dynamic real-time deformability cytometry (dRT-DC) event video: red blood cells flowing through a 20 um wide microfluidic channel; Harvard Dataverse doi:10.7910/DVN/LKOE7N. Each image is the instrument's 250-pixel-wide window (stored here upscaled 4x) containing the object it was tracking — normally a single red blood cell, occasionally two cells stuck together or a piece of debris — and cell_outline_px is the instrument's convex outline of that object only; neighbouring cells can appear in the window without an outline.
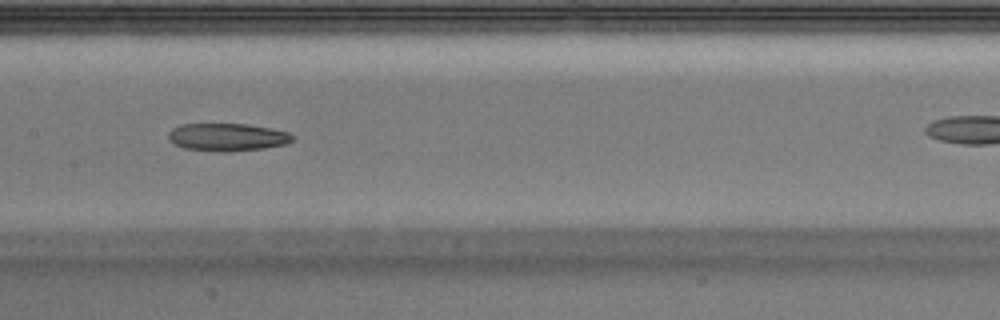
{"species": "Egyptian fruit bat (a non-hibernating species)", "species_latin": "Rousettus aegyptiacus", "temperature_condition": "warm", "stored_images_in_passage": 23, "camera_frame_rate_fps": 3000, "um_per_image_px": 0.085, "animal": {"sex": "male"}, "frame": {"image": 1, "passage_image": 10, "time_ms": 3.0, "image_size_px": [1000, 320], "cell_outline_px": [[296, 140], [284, 144], [264, 148], [224, 152], [220, 152], [184, 148], [168, 140], [168, 132], [172, 128], [184, 124], [248, 124], [272, 128], [288, 132], [296, 136]], "centroid_in_image_um": [19.36, 11.65], "position_along_channel_um": 188.0, "area_um2": 20.17}}